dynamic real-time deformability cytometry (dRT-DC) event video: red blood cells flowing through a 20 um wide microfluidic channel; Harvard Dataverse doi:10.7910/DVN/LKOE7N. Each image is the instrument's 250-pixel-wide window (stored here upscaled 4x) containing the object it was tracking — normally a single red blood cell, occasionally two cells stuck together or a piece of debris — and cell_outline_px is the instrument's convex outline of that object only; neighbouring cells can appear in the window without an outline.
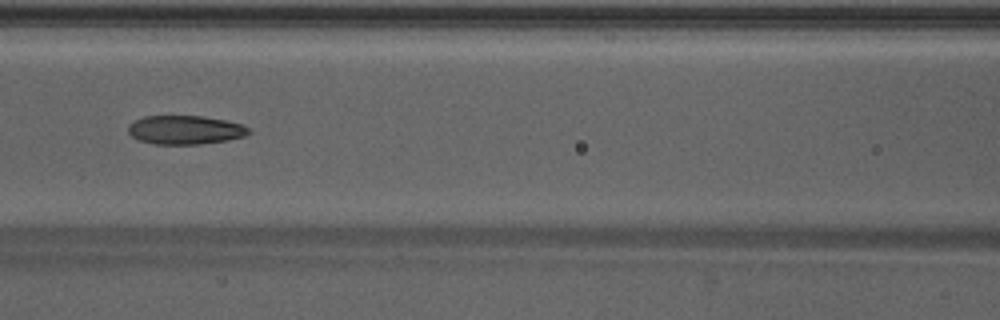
{"species": "Egyptian fruit bat (a non-hibernating species)", "species_latin": "Rousettus aegyptiacus", "temperature_condition": "warm", "stored_images_in_passage": 35, "camera_frame_rate_fps": 3000, "um_per_image_px": 0.085, "animal": {"sex": "male"}, "frame": {"image": 1, "passage_image": 9, "time_ms": 2.667, "image_size_px": [1000, 320], "cell_outline_px": [[252, 132], [244, 136], [228, 140], [200, 144], [156, 144], [140, 140], [132, 136], [128, 132], [128, 124], [144, 116], [204, 116], [224, 120], [240, 124], [248, 128]], "centroid_in_image_um": [15.73, 11.04], "position_along_channel_um": 150.9, "area_um2": 20.11}}
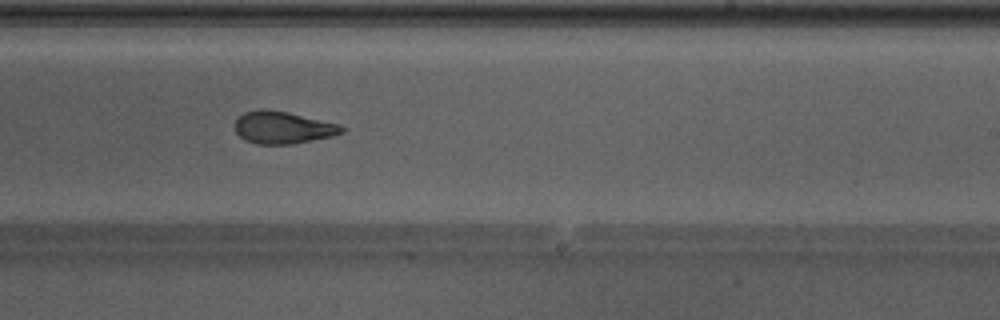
{"frame": {"image": 2, "passage_image": 17, "time_ms": 5.333, "image_size_px": [1000, 320], "cell_outline_px": [[344, 132], [332, 136], [292, 144], [256, 144], [244, 140], [236, 132], [236, 120], [244, 112], [260, 108], [264, 108], [288, 112], [340, 124], [344, 128]], "centroid_in_image_um": [24.04, 10.83], "position_along_channel_um": 265.0, "area_um2": 20.11}}
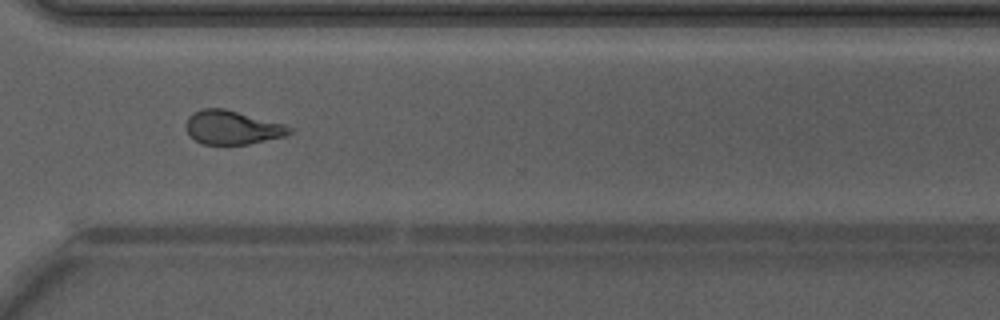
{"frame": {"image": 3, "passage_image": 23, "time_ms": 7.333, "image_size_px": [1000, 320], "cell_outline_px": [[292, 132], [284, 136], [248, 144], [204, 144], [188, 136], [184, 128], [184, 124], [188, 116], [192, 112], [200, 108], [224, 108], [284, 124], [292, 128]], "centroid_in_image_um": [19.66, 10.82], "position_along_channel_um": 350.9, "area_um2": 20.52}, "authors_computed_cell_mechanics": {"area_um2": 20.3456, "velocity_mm_per_s": 4.2924, "shape_relaxation_time_tau1_ms": 4.5232, "shape_relaxation_time_tau2_ms": 2.5906, "deformation_change_tau1": 0.1651, "deformation_change_tau2": 0.1066}}